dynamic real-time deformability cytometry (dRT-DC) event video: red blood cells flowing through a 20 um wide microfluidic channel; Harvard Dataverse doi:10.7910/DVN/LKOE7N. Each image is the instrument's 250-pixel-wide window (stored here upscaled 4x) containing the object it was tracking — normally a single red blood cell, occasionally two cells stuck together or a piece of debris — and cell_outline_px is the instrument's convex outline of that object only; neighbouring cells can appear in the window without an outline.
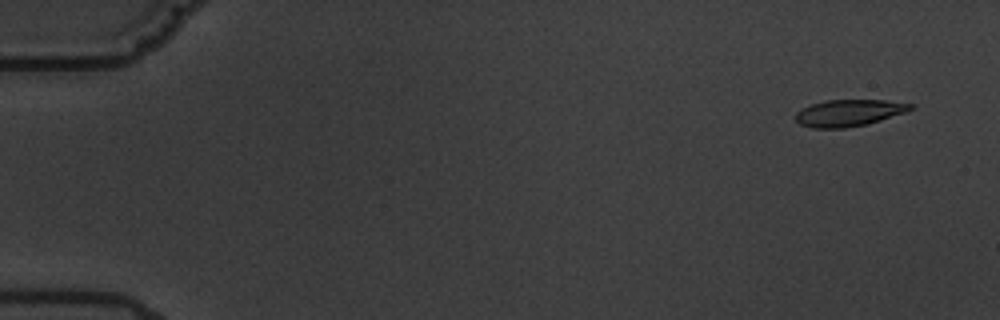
{"species": "common noctule bat (a hibernating species)", "species_latin": "Nyctalus noctula", "temperature_condition": "warm", "stored_images_in_passage": 5, "camera_frame_rate_fps": 3000, "um_per_image_px": 0.085, "animal": {"sex": "male", "body_mass_g": 19.5, "forearm_length_mm": 54.6}, "frame": {"image": 1, "passage_image": 1, "time_ms": 0.0, "image_size_px": [1000, 320], "cell_outline_px": [[916, 108], [880, 120], [864, 124], [844, 128], [812, 128], [800, 124], [796, 120], [796, 112], [800, 108], [824, 100], [884, 100], [916, 104]], "centroid_in_image_um": [72.15, 9.58], "position_along_channel_um": 12.8, "area_um2": 17.86}}
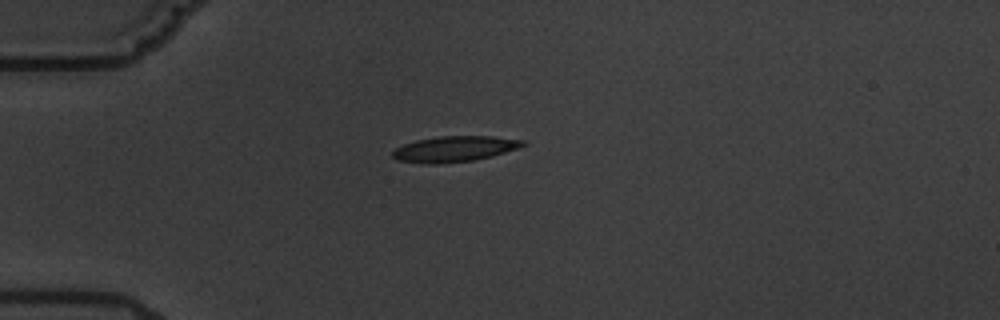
{"frame": {"image": 2, "passage_image": 4, "time_ms": 4.333, "image_size_px": [1000, 320], "cell_outline_px": [[528, 144], [520, 148], [492, 156], [476, 160], [436, 164], [428, 164], [396, 160], [392, 156], [392, 152], [396, 148], [404, 144], [416, 140], [440, 136], [492, 136], [524, 140]], "centroid_in_image_um": [38.67, 12.66], "position_along_channel_um": 46.3, "area_um2": 19.65}}